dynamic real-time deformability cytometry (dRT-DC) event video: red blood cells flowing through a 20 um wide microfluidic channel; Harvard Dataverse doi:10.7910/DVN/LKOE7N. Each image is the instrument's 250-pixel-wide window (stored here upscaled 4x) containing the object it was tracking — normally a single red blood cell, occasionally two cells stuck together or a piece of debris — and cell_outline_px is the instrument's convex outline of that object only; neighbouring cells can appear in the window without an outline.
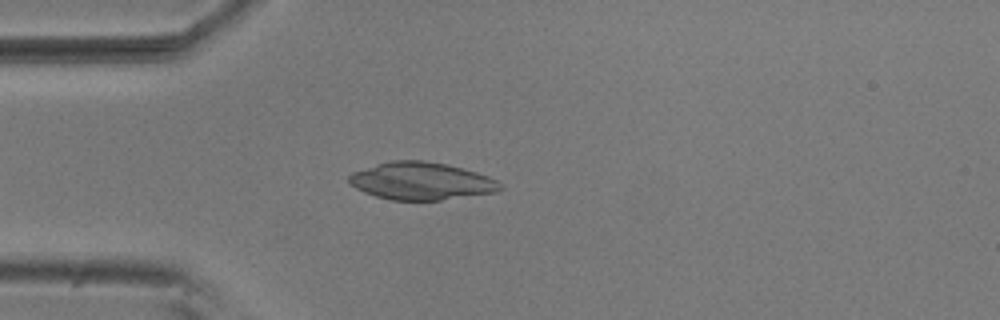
{"species": "common noctule bat (a hibernating species)", "species_latin": "Nyctalus noctula", "temperature_condition": "room temperature", "stored_images_in_passage": 4, "camera_frame_rate_fps": 3000, "um_per_image_px": 0.085, "animal": {"sex": "male", "body_mass_g": 20.5, "forearm_length_mm": 52.5}, "frame": {"image": 1, "passage_image": 3, "time_ms": 0.667, "image_size_px": [1000, 320], "cell_outline_px": [[504, 188], [496, 192], [440, 200], [392, 200], [376, 196], [364, 192], [348, 184], [348, 176], [352, 172], [376, 164], [392, 160], [424, 160], [448, 164], [476, 172], [488, 176], [496, 180]], "centroid_in_image_um": [35.79, 15.38], "position_along_channel_um": 49.2, "area_um2": 33.12}}